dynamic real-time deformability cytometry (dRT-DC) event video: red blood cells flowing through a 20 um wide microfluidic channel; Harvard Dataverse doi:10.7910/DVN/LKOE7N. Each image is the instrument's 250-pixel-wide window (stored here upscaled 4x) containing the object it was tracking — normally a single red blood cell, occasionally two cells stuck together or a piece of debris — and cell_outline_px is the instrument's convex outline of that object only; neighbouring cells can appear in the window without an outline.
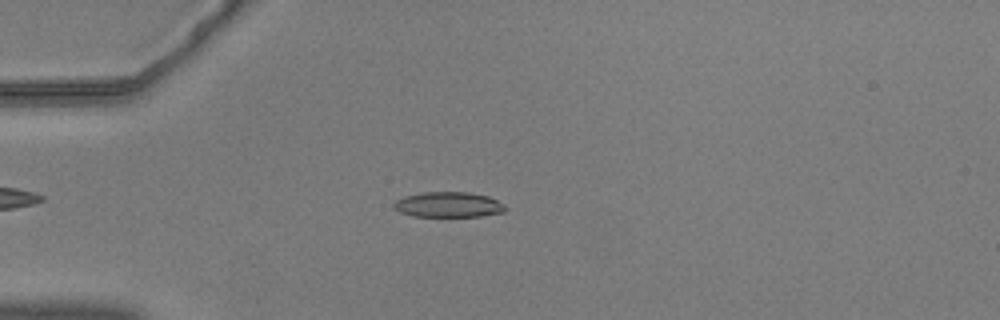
{"species": "common noctule bat (a hibernating species)", "species_latin": "Nyctalus noctula", "temperature_condition": "warm", "stored_images_in_passage": 55, "camera_frame_rate_fps": 3000, "um_per_image_px": 0.085, "animal": {"sex": "male", "body_mass_g": 20.5, "forearm_length_mm": 52.5}, "frame": {"image": 1, "passage_image": 15, "time_ms": 4.667, "image_size_px": [1000, 320], "cell_outline_px": [[504, 212], [480, 216], [412, 216], [400, 212], [392, 208], [392, 204], [396, 200], [404, 196], [420, 192], [468, 192], [488, 196], [504, 204]], "centroid_in_image_um": [38.06, 17.39], "position_along_channel_um": 46.9, "area_um2": 16.47}}
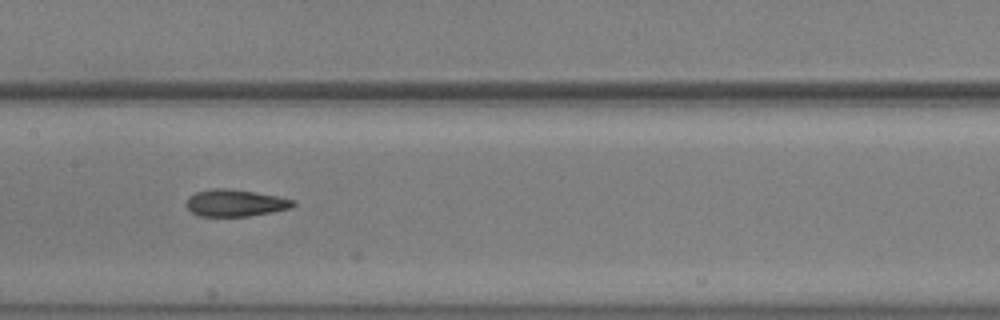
{"frame": {"image": 2, "passage_image": 28, "time_ms": 9.0, "image_size_px": [1000, 320], "cell_outline_px": [[296, 204], [292, 208], [272, 212], [248, 216], [200, 216], [192, 212], [188, 208], [188, 196], [196, 192], [216, 188], [224, 188], [256, 192], [276, 196], [292, 200]], "centroid_in_image_um": [20.01, 17.25], "position_along_channel_um": 187.4, "area_um2": 16.53}}
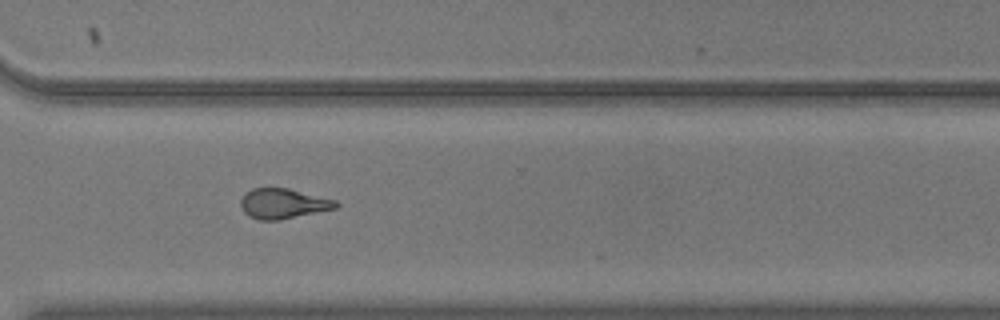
{"frame": {"image": 3, "passage_image": 41, "time_ms": 13.333, "image_size_px": [1000, 320], "cell_outline_px": [[340, 204], [336, 208], [280, 220], [260, 220], [248, 216], [244, 212], [240, 204], [240, 200], [252, 188], [288, 188], [336, 200]], "centroid_in_image_um": [24.07, 17.31], "position_along_channel_um": 346.5, "area_um2": 16.59}, "authors_computed_cell_mechanics": {"area_um2": 16.762, "velocity_mm_per_s": 3.6905, "shape_relaxation_time_tau1_ms": null, "shape_relaxation_time_tau2_ms": 3.0778, "deformation_change_tau1": null, "deformation_change_tau2": 0.1193}}